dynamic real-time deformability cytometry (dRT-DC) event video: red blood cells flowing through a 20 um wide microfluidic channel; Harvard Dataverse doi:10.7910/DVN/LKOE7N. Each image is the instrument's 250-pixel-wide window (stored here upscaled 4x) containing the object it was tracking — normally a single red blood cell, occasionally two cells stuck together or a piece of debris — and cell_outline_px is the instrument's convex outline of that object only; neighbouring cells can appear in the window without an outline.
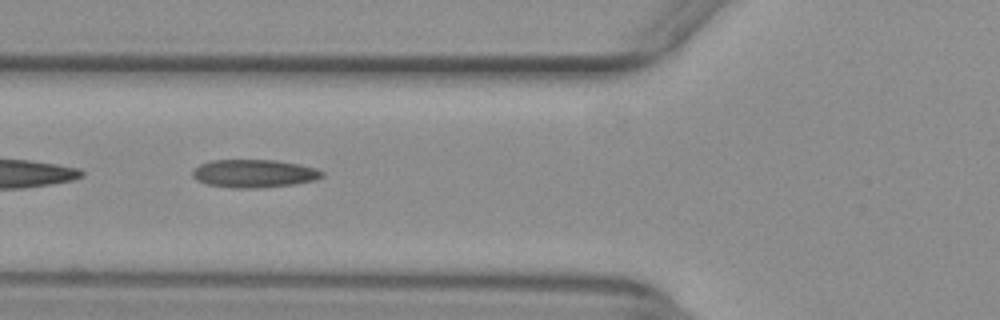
{"species": "common noctule bat (a hibernating species)", "species_latin": "Nyctalus noctula", "temperature_condition": "warm", "stored_images_in_passage": 52, "camera_frame_rate_fps": 3000, "um_per_image_px": 0.085, "animal": {"sex": "female", "body_mass_g": 29.2, "forearm_length_mm": 56.3}, "frame": {"image": 1, "passage_image": 19, "time_ms": 6.0, "image_size_px": [1000, 320], "cell_outline_px": [[324, 176], [316, 180], [296, 184], [260, 188], [232, 188], [208, 184], [196, 180], [192, 176], [192, 172], [200, 164], [212, 160], [276, 160], [316, 168], [324, 172]], "centroid_in_image_um": [21.61, 14.75], "position_along_channel_um": 104.2, "area_um2": 21.21}}
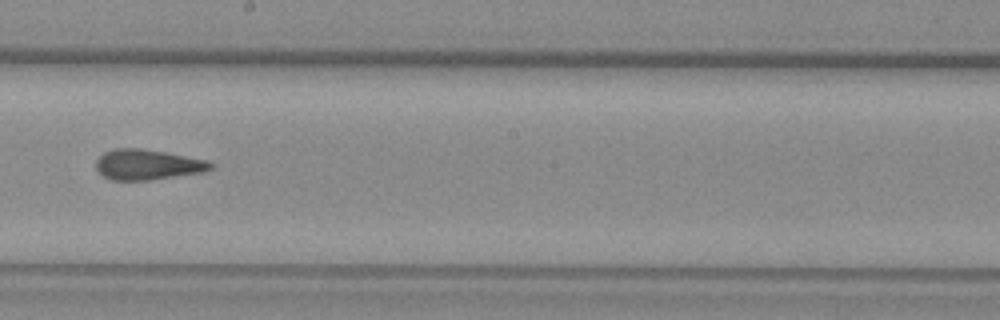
{"frame": {"image": 2, "passage_image": 29, "time_ms": 9.333, "image_size_px": [1000, 320], "cell_outline_px": [[216, 164], [212, 168], [204, 172], [152, 180], [112, 180], [104, 176], [96, 168], [96, 160], [104, 152], [116, 148], [140, 148], [164, 152], [208, 160]], "centroid_in_image_um": [12.57, 13.99], "position_along_channel_um": 235.6, "area_um2": 20.35}}
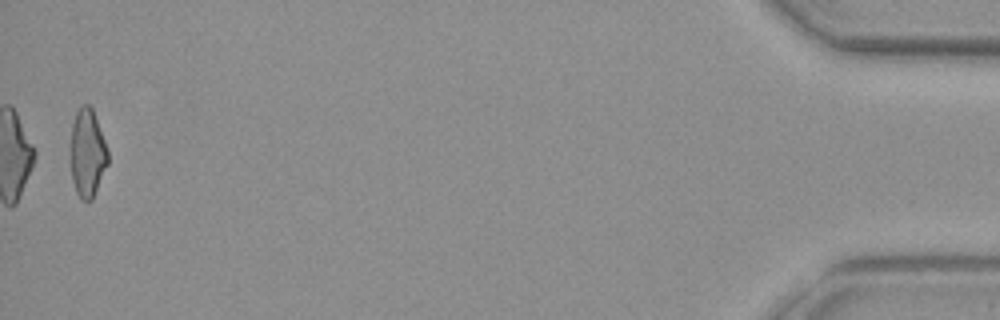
{"frame": {"image": 3, "passage_image": 51, "time_ms": 16.667, "image_size_px": [1000, 320], "cell_outline_px": [[108, 164], [92, 200], [80, 200], [76, 192], [72, 180], [72, 124], [76, 112], [80, 104], [88, 104], [92, 108], [108, 148]], "centroid_in_image_um": [7.45, 13.01], "position_along_channel_um": 427.7, "area_um2": 19.02}, "authors_computed_cell_mechanics": {"area_um2": 20.6346, "velocity_mm_per_s": 3.9443, "shape_relaxation_time_tau1_ms": null, "shape_relaxation_time_tau2_ms": 1.9727, "deformation_change_tau1": null, "deformation_change_tau2": 0.101}}